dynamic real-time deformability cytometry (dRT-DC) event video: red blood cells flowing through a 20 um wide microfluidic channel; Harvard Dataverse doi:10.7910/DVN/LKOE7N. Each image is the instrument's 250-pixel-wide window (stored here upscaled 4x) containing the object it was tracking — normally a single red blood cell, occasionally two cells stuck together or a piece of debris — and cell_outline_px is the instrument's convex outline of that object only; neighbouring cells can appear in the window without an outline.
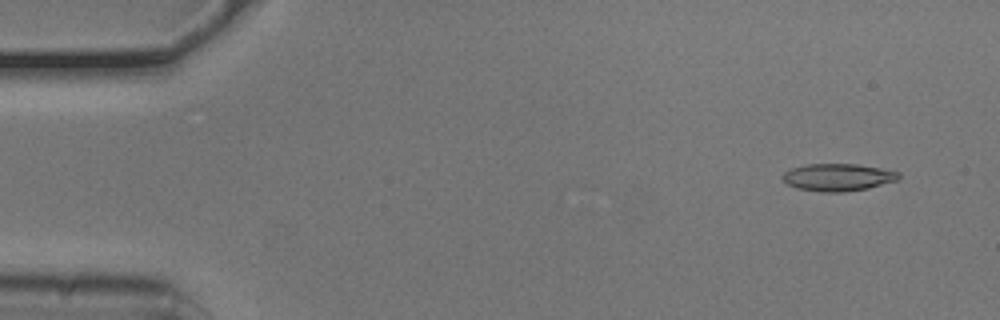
{"species": "common noctule bat (a hibernating species)", "species_latin": "Nyctalus noctula", "temperature_condition": "cold", "stored_images_in_passage": 19, "camera_frame_rate_fps": 3000, "um_per_image_px": 0.085, "animal": {"sex": "male", "body_mass_g": 20.5, "forearm_length_mm": 52.5}, "frame": {"image": 1, "passage_image": 4, "time_ms": 1.0, "image_size_px": [1000, 320], "cell_outline_px": [[900, 180], [868, 188], [844, 192], [824, 192], [796, 188], [788, 184], [780, 176], [788, 168], [808, 164], [856, 164], [880, 168], [900, 172]], "centroid_in_image_um": [71.22, 15.06], "position_along_channel_um": 13.8, "area_um2": 18.67}}
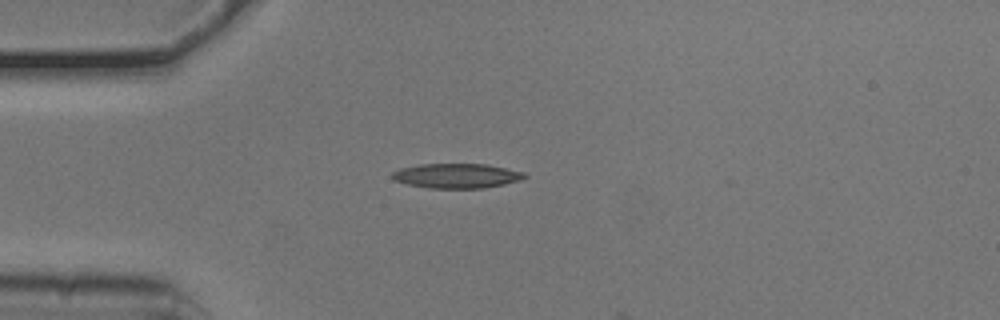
{"frame": {"image": 2, "passage_image": 14, "time_ms": 4.333, "image_size_px": [1000, 320], "cell_outline_px": [[528, 176], [504, 184], [484, 188], [428, 188], [408, 184], [392, 180], [392, 172], [400, 168], [420, 164], [488, 164], [524, 172]], "centroid_in_image_um": [38.78, 14.94], "position_along_channel_um": 46.2, "area_um2": 18.96}}
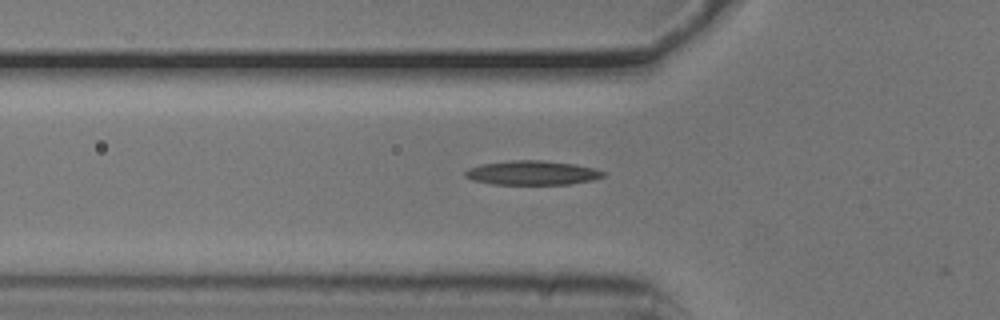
{"frame": {"image": 3, "passage_image": 18, "time_ms": 5.667, "image_size_px": [1000, 320], "cell_outline_px": [[604, 176], [592, 180], [568, 184], [492, 184], [476, 180], [464, 176], [464, 172], [468, 168], [480, 164], [508, 160], [540, 160], [576, 164], [596, 168], [604, 172]], "centroid_in_image_um": [45.23, 14.68], "position_along_channel_um": 80.6, "area_um2": 19.48}}